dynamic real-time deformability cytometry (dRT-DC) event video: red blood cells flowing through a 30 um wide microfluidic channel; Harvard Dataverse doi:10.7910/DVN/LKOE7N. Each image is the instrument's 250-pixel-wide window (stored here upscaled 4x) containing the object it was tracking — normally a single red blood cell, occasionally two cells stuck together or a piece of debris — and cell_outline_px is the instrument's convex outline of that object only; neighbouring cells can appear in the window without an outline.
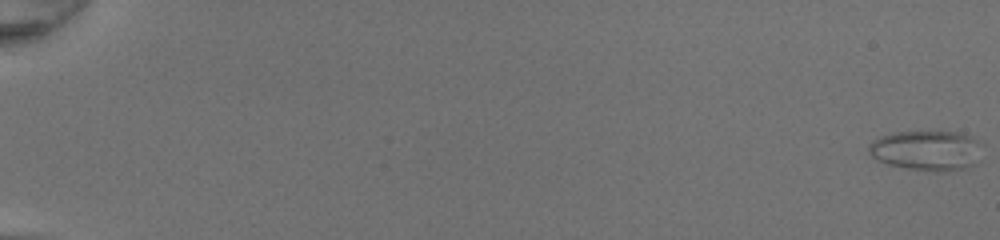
{"species": "common noctule bat (a hibernating species)", "species_latin": "Nyctalus noctula", "temperature_condition": "room temperature", "stored_images_in_passage": 51, "camera_frame_rate_fps": 3000, "um_per_image_px": 0.085, "animal": {"sex": "female", "body_mass_g": 20.0, "forearm_length_mm": 54.0}, "frame": {"image": 1, "passage_image": 1, "time_ms": 0.0, "image_size_px": [1000, 240], "cell_outline_px": [[984, 144], [980, 160], [976, 164], [964, 168], [948, 172], [936, 172], [908, 168], [888, 164], [876, 160], [868, 152], [868, 144], [872, 140], [880, 136], [892, 132], [960, 132], [972, 136]], "centroid_in_image_um": [78.82, 12.79], "position_along_channel_um": 6.2, "area_um2": 27.17}}
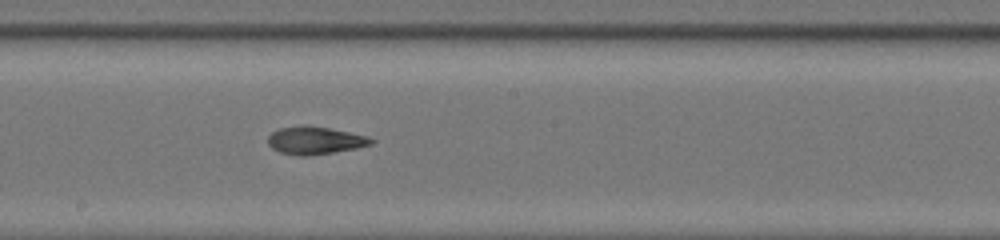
{"frame": {"image": 2, "passage_image": 31, "time_ms": 10.0, "image_size_px": [1000, 240], "cell_outline_px": [[376, 140], [372, 144], [356, 148], [308, 156], [300, 156], [280, 152], [272, 148], [268, 144], [268, 136], [272, 132], [280, 128], [300, 124], [308, 124], [368, 136]], "centroid_in_image_um": [26.76, 11.92], "position_along_channel_um": 221.4, "area_um2": 16.76}}
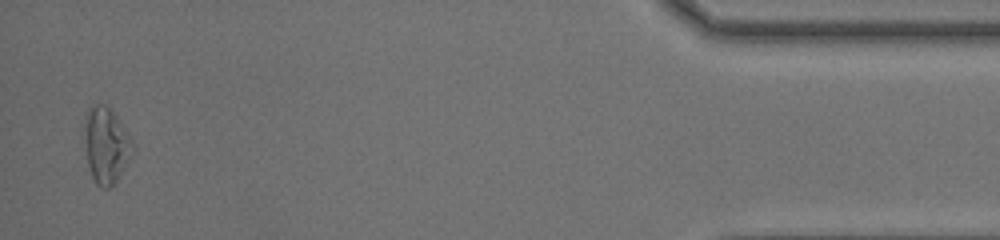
{"frame": {"image": 3, "passage_image": 50, "time_ms": 16.333, "image_size_px": [1000, 240], "cell_outline_px": [[136, 144], [128, 160], [116, 180], [108, 188], [104, 188], [96, 184], [92, 176], [88, 164], [88, 108], [92, 104], [108, 104]], "centroid_in_image_um": [9.1, 12.32], "position_along_channel_um": 426.1, "area_um2": 20.29}, "authors_computed_cell_mechanics": {"area_um2": 18.2648, "velocity_mm_per_s": 4.3487, "shape_relaxation_time_tau1_ms": null, "shape_relaxation_time_tau2_ms": 3.0221, "deformation_change_tau1": null, "deformation_change_tau2": 0.1058}}